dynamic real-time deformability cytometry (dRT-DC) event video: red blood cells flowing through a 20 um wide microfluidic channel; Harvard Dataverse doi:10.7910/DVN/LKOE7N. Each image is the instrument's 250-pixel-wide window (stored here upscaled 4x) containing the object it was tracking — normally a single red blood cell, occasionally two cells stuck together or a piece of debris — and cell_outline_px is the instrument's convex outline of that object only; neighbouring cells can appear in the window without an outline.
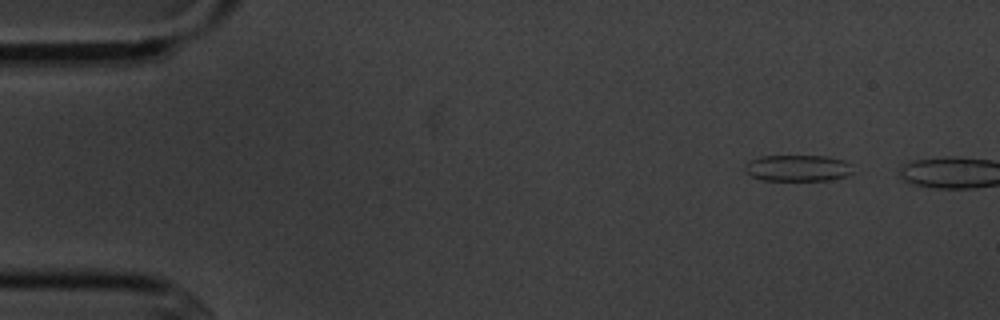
{"species": "common noctule bat (a hibernating species)", "species_latin": "Nyctalus noctula", "temperature_condition": "cold", "stored_images_in_passage": 2, "camera_frame_rate_fps": 3000, "um_per_image_px": 0.085, "animal": {"sex": "male", "body_mass_g": 20.1, "forearm_length_mm": 53.5}, "frame": {"image": 1, "passage_image": 1, "time_ms": 0.0, "image_size_px": [1000, 320], "cell_outline_px": [[852, 172], [848, 176], [832, 180], [760, 180], [752, 176], [744, 168], [752, 160], [760, 156], [828, 156], [844, 160], [852, 164]], "centroid_in_image_um": [67.88, 14.29], "position_along_channel_um": 17.1, "area_um2": 16.59}}